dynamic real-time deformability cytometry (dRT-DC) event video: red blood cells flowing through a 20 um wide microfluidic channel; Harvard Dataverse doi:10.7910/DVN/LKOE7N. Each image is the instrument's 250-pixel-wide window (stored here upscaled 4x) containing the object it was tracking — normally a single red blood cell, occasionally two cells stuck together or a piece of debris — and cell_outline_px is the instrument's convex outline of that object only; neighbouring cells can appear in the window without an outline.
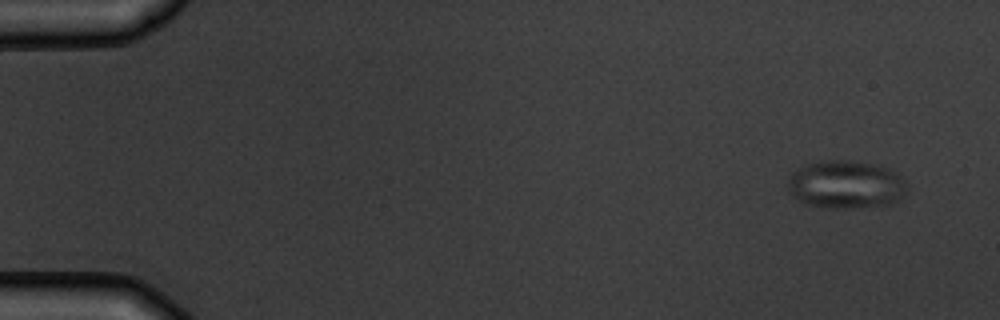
{"species": "common noctule bat (a hibernating species)", "species_latin": "Nyctalus noctula", "temperature_condition": "warm", "stored_images_in_passage": 6, "camera_frame_rate_fps": 3000, "um_per_image_px": 0.085, "animal": {"sex": "male", "body_mass_g": 19.5, "forearm_length_mm": 54.6}, "frame": {"image": 1, "passage_image": 1, "time_ms": 0.0, "image_size_px": [1000, 320], "cell_outline_px": [[908, 184], [904, 196], [892, 204], [848, 208], [832, 208], [804, 204], [792, 196], [788, 192], [788, 180], [792, 172], [808, 164], [820, 160], [844, 160], [872, 164], [888, 168], [896, 172]], "centroid_in_image_um": [71.9, 15.69], "position_along_channel_um": 13.1, "area_um2": 33.47}}